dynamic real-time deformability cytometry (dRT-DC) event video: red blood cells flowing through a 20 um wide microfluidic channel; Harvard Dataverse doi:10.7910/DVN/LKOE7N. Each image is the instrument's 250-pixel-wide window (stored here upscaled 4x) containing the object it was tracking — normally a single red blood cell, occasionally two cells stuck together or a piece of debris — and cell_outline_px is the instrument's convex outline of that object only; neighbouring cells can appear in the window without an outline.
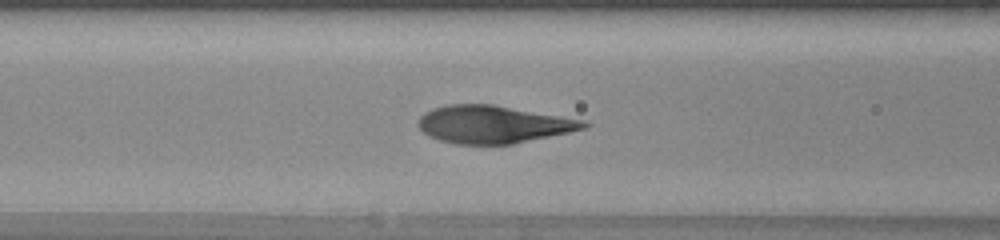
{"species": "human", "species_latin": "Homo sapiens", "temperature_condition": "warm", "stored_images_in_passage": 39, "camera_frame_rate_fps": 3000, "um_per_image_px": 0.085, "donor": {"sex": "female"}, "frame": {"image": 1, "passage_image": 19, "time_ms": 6.0, "image_size_px": [1000, 240], "cell_outline_px": [[592, 124], [588, 128], [512, 144], [456, 144], [440, 140], [428, 136], [416, 124], [420, 116], [424, 112], [432, 108], [448, 104], [492, 104], [588, 120]], "centroid_in_image_um": [41.96, 10.56], "position_along_channel_um": 124.6, "area_um2": 36.59}}
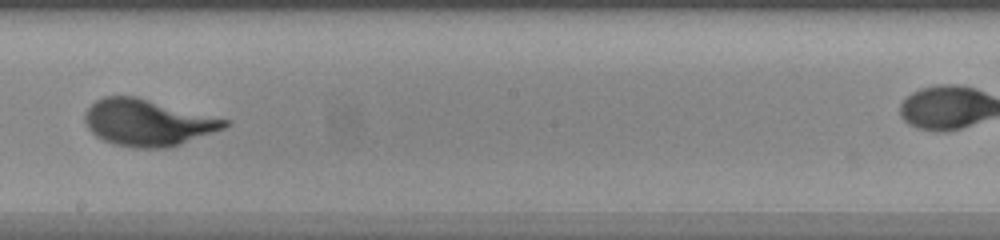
{"frame": {"image": 2, "passage_image": 27, "time_ms": 8.667, "image_size_px": [1000, 240], "cell_outline_px": [[232, 120], [224, 128], [172, 148], [132, 148], [112, 144], [96, 136], [88, 128], [84, 120], [84, 112], [96, 100], [104, 96], [136, 96]], "centroid_in_image_um": [12.57, 10.43], "position_along_channel_um": 235.6, "area_um2": 38.32}}
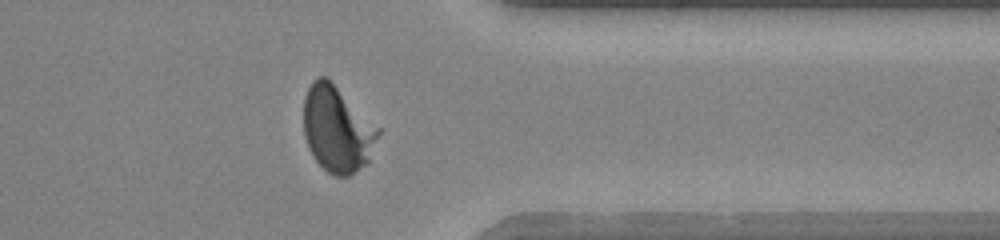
{"frame": {"image": 3, "passage_image": 38, "time_ms": 12.333, "image_size_px": [1000, 240], "cell_outline_px": [[380, 132], [368, 164], [348, 176], [336, 176], [328, 172], [316, 160], [308, 148], [304, 136], [304, 96], [312, 80], [316, 76], [328, 76], [380, 128]], "centroid_in_image_um": [28.67, 10.94], "position_along_channel_um": 382.7, "area_um2": 37.86}}